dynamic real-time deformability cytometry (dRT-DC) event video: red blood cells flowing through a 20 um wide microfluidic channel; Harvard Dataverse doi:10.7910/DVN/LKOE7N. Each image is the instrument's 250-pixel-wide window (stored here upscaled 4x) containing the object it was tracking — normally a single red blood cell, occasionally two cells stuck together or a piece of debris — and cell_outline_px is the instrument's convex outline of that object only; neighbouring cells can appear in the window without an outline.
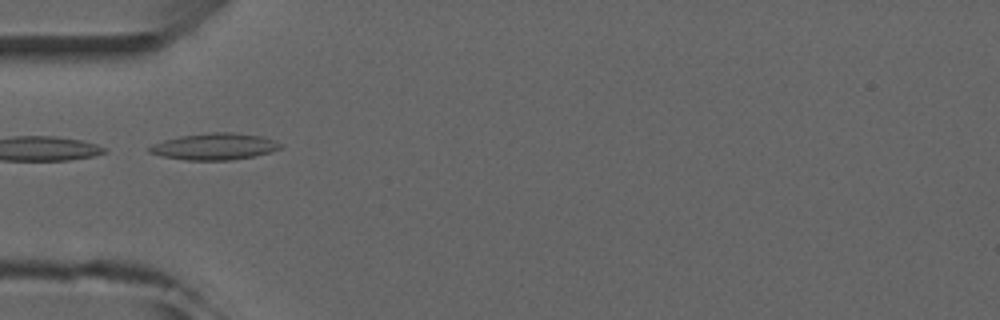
{"species": "common noctule bat (a hibernating species)", "species_latin": "Nyctalus noctula", "temperature_condition": "room temperature", "stored_images_in_passage": 1, "camera_frame_rate_fps": 3000, "um_per_image_px": 0.085, "animal": {"sex": "male", "forearm_length_mm": 52.5}, "frame": {"image": 1, "passage_image": 1, "time_ms": 0.0, "image_size_px": [1000, 320], "cell_outline_px": [[284, 144], [280, 148], [256, 156], [228, 160], [184, 160], [160, 156], [148, 152], [148, 148], [152, 144], [164, 140], [180, 136], [208, 132], [232, 132], [264, 136]], "centroid_in_image_um": [18.23, 12.45], "position_along_channel_um": 66.8, "area_um2": 20.46}}